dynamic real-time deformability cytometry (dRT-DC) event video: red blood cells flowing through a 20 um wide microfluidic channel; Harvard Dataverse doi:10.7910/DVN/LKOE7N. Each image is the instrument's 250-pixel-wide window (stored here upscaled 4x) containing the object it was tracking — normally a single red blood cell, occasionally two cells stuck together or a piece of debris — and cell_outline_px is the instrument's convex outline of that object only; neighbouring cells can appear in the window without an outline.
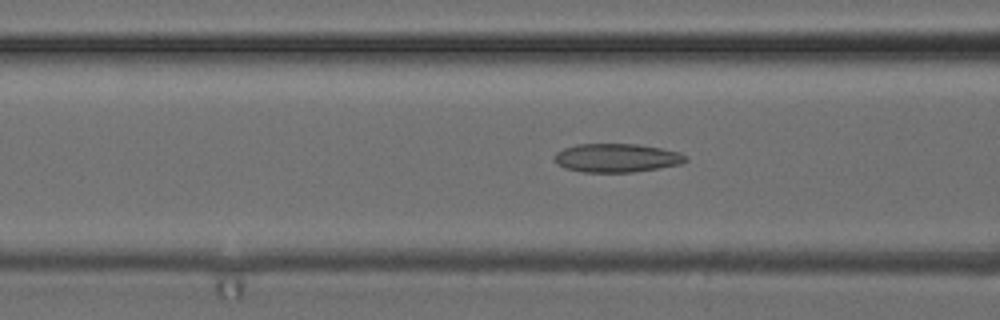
{"species": "common noctule bat (a hibernating species)", "species_latin": "Nyctalus noctula", "temperature_condition": "cold", "stored_images_in_passage": 44, "camera_frame_rate_fps": 3000, "um_per_image_px": 0.085, "animal": {"sex": "female", "body_mass_g": 24.6, "forearm_length_mm": 56.2}, "frame": {"image": 1, "passage_image": 13, "time_ms": 4.0, "image_size_px": [1000, 320], "cell_outline_px": [[688, 160], [680, 164], [632, 172], [580, 172], [564, 168], [556, 164], [552, 156], [556, 152], [564, 148], [576, 144], [636, 144], [660, 148], [680, 152], [688, 156]], "centroid_in_image_um": [52.37, 13.42], "position_along_channel_um": 114.2, "area_um2": 22.02}}
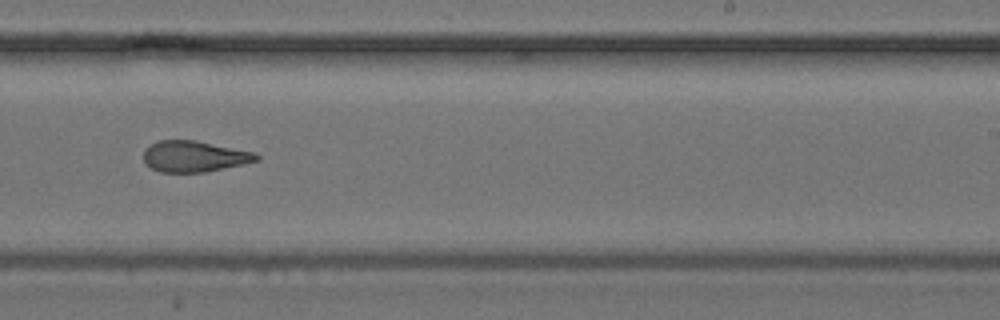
{"frame": {"image": 2, "passage_image": 25, "time_ms": 8.0, "image_size_px": [1000, 320], "cell_outline_px": [[260, 160], [244, 164], [204, 172], [160, 172], [152, 168], [144, 160], [144, 148], [160, 140], [196, 140], [256, 152], [260, 156]], "centroid_in_image_um": [16.56, 13.28], "position_along_channel_um": 272.4, "area_um2": 20.46}}
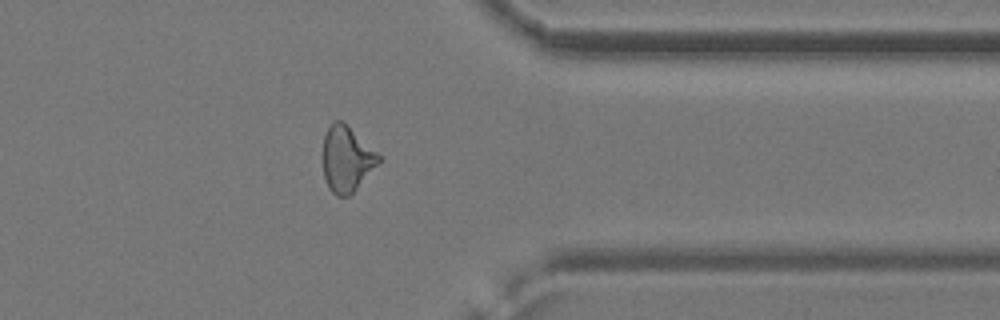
{"frame": {"image": 3, "passage_image": 34, "time_ms": 11.0, "image_size_px": [1000, 320], "cell_outline_px": [[380, 160], [356, 188], [348, 196], [336, 196], [328, 188], [324, 176], [324, 136], [332, 120], [344, 120], [380, 156]], "centroid_in_image_um": [29.44, 13.47], "position_along_channel_um": 382.0, "area_um2": 20.92}, "authors_computed_cell_mechanics": {"area_um2": 21.4727, "velocity_mm_per_s": 3.9577, "shape_relaxation_time_tau1_ms": 8.7567, "shape_relaxation_time_tau2_ms": 3.1537, "deformation_change_tau1": 0.1758, "deformation_change_tau2": 0.1162}}